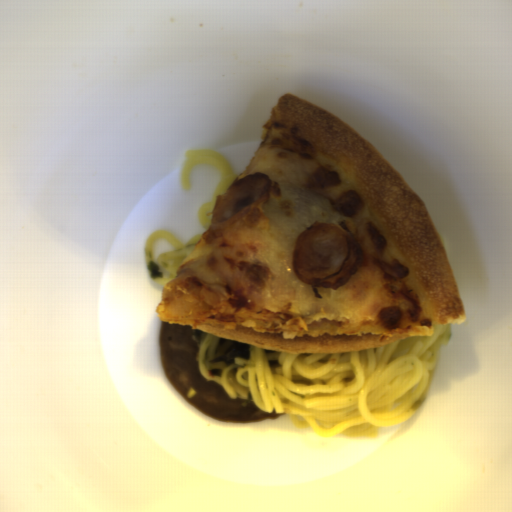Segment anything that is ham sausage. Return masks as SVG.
Segmentation results:
<instances>
[{"mask_svg":"<svg viewBox=\"0 0 512 512\" xmlns=\"http://www.w3.org/2000/svg\"><path fill=\"white\" fill-rule=\"evenodd\" d=\"M361 264V248L337 226L315 221L296 238L292 268L304 284L341 289Z\"/></svg>","mask_w":512,"mask_h":512,"instance_id":"1","label":"ham sausage"},{"mask_svg":"<svg viewBox=\"0 0 512 512\" xmlns=\"http://www.w3.org/2000/svg\"><path fill=\"white\" fill-rule=\"evenodd\" d=\"M269 175L255 173L235 181L222 195H217L211 224L217 228L230 225L254 207L268 199Z\"/></svg>","mask_w":512,"mask_h":512,"instance_id":"2","label":"ham sausage"}]
</instances>
